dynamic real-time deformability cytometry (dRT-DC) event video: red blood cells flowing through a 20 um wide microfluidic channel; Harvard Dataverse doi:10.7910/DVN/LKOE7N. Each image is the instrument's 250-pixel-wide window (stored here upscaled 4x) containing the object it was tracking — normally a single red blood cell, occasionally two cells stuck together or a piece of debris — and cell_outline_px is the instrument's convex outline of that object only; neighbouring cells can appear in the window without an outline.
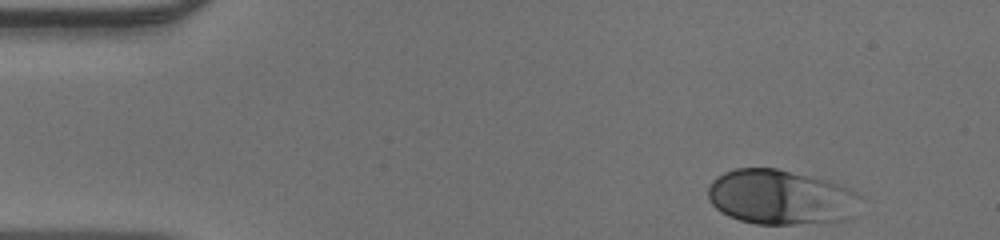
{"species": "human", "species_latin": "Homo sapiens", "temperature_condition": "warm", "stored_images_in_passage": 37, "camera_frame_rate_fps": 3000, "um_per_image_px": 0.085, "donor": {"sex": "male"}, "frame": {"image": 1, "passage_image": 1, "time_ms": 0.0, "image_size_px": [1000, 240], "cell_outline_px": [[860, 196], [856, 216], [852, 220], [792, 224], [756, 224], [740, 220], [728, 216], [720, 212], [712, 204], [708, 196], [708, 184], [716, 176], [724, 172], [736, 168], [776, 168], [828, 180], [848, 188]], "centroid_in_image_um": [66.37, 16.77], "position_along_channel_um": 18.6, "area_um2": 49.13}}
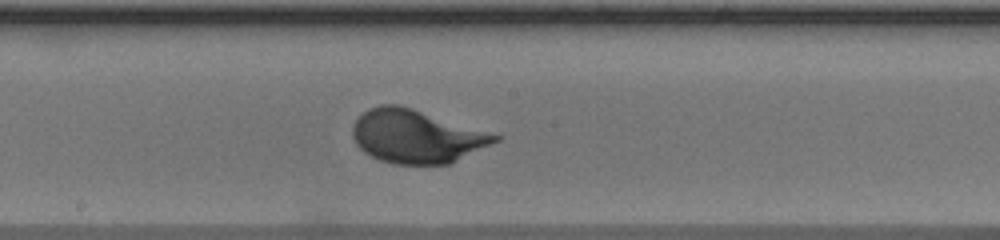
{"frame": {"image": 2, "passage_image": 22, "time_ms": 7.0, "image_size_px": [1000, 240], "cell_outline_px": [[504, 136], [500, 140], [448, 164], [392, 164], [380, 160], [364, 152], [356, 144], [352, 136], [352, 124], [368, 108], [380, 104], [400, 104]], "centroid_in_image_um": [35.39, 11.57], "position_along_channel_um": 212.8, "area_um2": 44.33}}
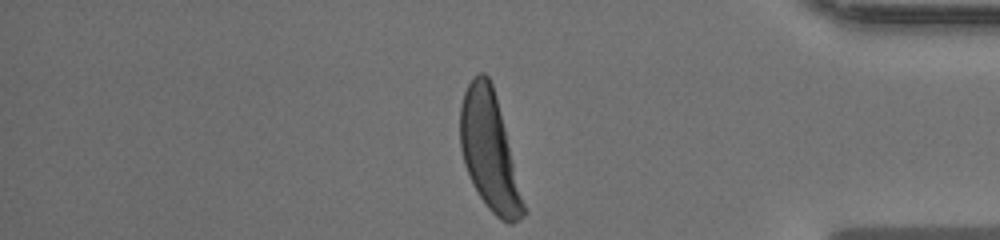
{"frame": {"image": 3, "passage_image": 37, "time_ms": 12.0, "image_size_px": [1000, 240], "cell_outline_px": [[528, 212], [520, 220], [512, 224], [508, 224], [500, 220], [488, 208], [472, 184], [464, 164], [460, 148], [460, 104], [464, 92], [472, 76], [480, 72], [484, 72], [488, 76], [492, 84], [496, 96]], "centroid_in_image_um": [41.61, 12.88], "position_along_channel_um": 393.6, "area_um2": 43.7}}